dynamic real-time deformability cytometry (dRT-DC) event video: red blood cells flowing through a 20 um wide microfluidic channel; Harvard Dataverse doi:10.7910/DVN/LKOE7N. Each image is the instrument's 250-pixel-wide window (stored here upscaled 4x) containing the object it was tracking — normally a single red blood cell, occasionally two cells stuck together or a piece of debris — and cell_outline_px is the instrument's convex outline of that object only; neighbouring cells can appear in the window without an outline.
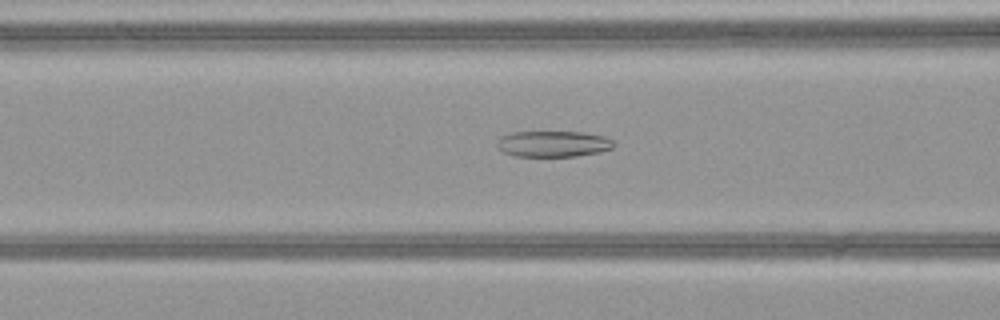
{"species": "common noctule bat (a hibernating species)", "species_latin": "Nyctalus noctula", "temperature_condition": "warm", "stored_images_in_passage": 52, "camera_frame_rate_fps": 3000, "um_per_image_px": 0.085, "animal": {"sex": "female", "body_mass_g": 21.9}, "frame": {"image": 1, "passage_image": 22, "time_ms": 7.0, "image_size_px": [1000, 320], "cell_outline_px": [[616, 144], [612, 148], [600, 152], [576, 156], [516, 156], [504, 152], [496, 144], [500, 136], [512, 132], [580, 132], [604, 136], [612, 140]], "centroid_in_image_um": [47.03, 12.22], "position_along_channel_um": 119.6, "area_um2": 17.63}}
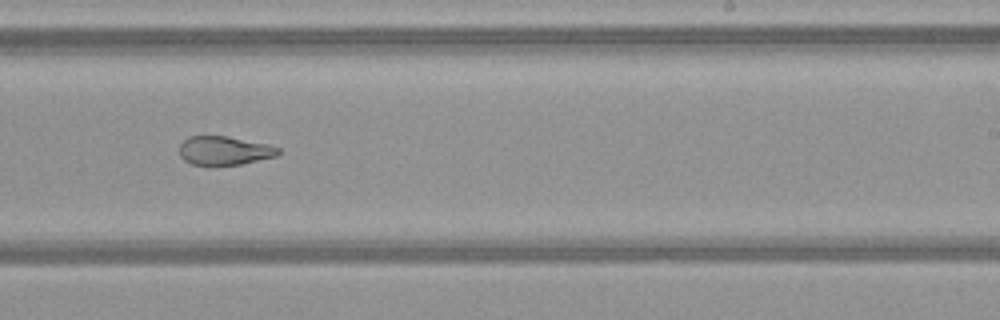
{"frame": {"image": 2, "passage_image": 33, "time_ms": 10.667, "image_size_px": [1000, 320], "cell_outline_px": [[280, 152], [276, 156], [240, 164], [208, 168], [192, 164], [184, 160], [180, 156], [180, 144], [188, 136], [228, 136], [268, 144], [280, 148]], "centroid_in_image_um": [19.03, 12.83], "position_along_channel_um": 270.0, "area_um2": 17.05}}
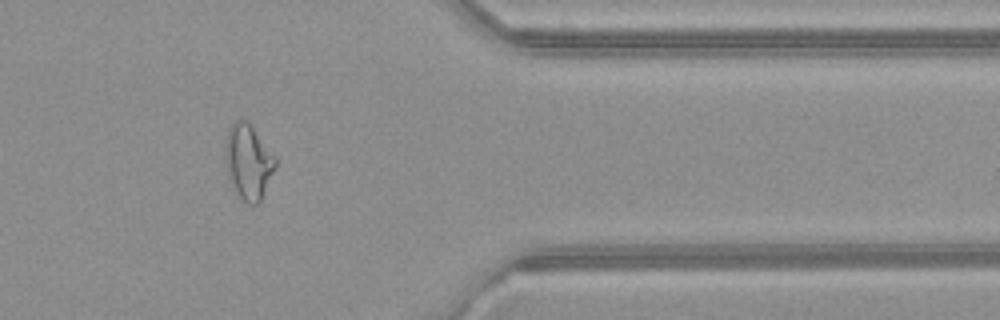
{"frame": {"image": 3, "passage_image": 43, "time_ms": 14.0, "image_size_px": [1000, 320], "cell_outline_px": [[276, 168], [260, 200], [256, 204], [248, 204], [232, 188], [228, 176], [224, 160], [224, 144], [228, 128], [236, 120], [244, 120], [252, 128], [276, 156]], "centroid_in_image_um": [21.08, 13.76], "position_along_channel_um": 390.3, "area_um2": 21.85}, "authors_computed_cell_mechanics": {"area_um2": 23.0622, "velocity_mm_per_s": 4.0964, "shape_relaxation_time_tau1_ms": null, "shape_relaxation_time_tau2_ms": 2.5929, "deformation_change_tau1": null, "deformation_change_tau2": 0.1041}}